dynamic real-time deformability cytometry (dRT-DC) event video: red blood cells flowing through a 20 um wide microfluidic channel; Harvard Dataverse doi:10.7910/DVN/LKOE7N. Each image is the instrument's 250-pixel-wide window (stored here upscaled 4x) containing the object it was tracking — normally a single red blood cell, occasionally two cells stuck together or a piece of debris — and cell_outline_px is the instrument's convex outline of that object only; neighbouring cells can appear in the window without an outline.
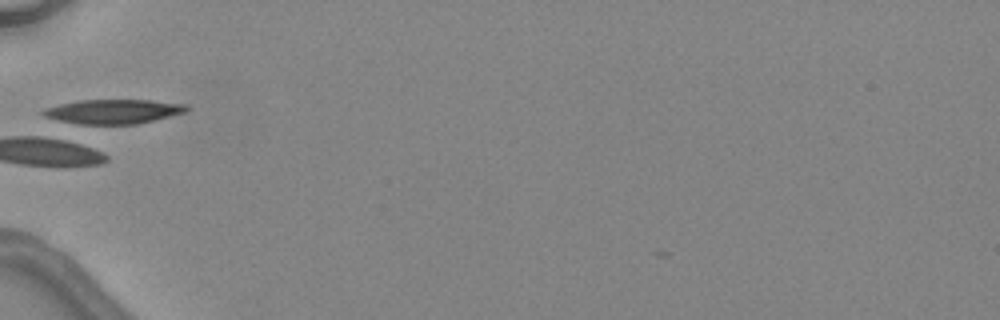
{"species": "common noctule bat (a hibernating species)", "species_latin": "Nyctalus noctula", "temperature_condition": "warm", "stored_images_in_passage": 1, "camera_frame_rate_fps": 3000, "um_per_image_px": 0.085, "animal": {"sex": "female", "body_mass_g": 24.6, "forearm_length_mm": 56.2}, "frame": {"image": 1, "passage_image": 1, "time_ms": 0.0, "image_size_px": [1000, 320], "cell_outline_px": [[188, 112], [140, 124], [80, 124], [60, 120], [44, 116], [40, 112], [44, 108], [60, 104], [80, 100], [152, 100], [184, 104], [188, 108]], "centroid_in_image_um": [9.67, 9.48], "position_along_channel_um": 75.3, "area_um2": 20.4}}